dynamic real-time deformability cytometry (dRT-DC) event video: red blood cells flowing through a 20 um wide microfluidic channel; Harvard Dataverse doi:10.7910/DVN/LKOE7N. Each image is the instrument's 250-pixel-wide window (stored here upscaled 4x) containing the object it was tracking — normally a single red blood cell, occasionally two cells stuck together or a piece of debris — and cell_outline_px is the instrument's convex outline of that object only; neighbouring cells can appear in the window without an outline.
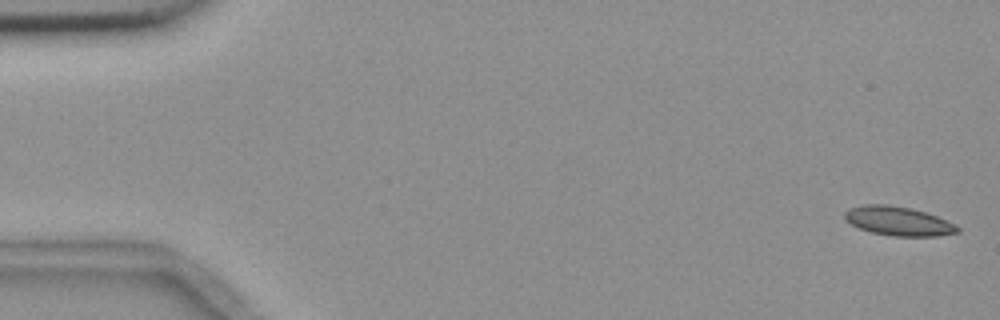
{"species": "common noctule bat (a hibernating species)", "species_latin": "Nyctalus noctula", "temperature_condition": "room temperature", "stored_images_in_passage": 5, "segment_of_instrument_passage": [2, 2], "camera_frame_rate_fps": 3000, "um_per_image_px": 0.085, "animal": {"sex": "female", "body_mass_g": 18.4}, "frame": {"image": 1, "passage_image": 5, "time_ms": 4.667, "image_size_px": [1000, 320], "cell_outline_px": [[960, 232], [936, 236], [896, 236], [872, 232], [860, 228], [844, 220], [844, 212], [848, 208], [864, 204], [888, 204], [912, 208], [936, 216], [956, 224], [960, 228]], "centroid_in_image_um": [76.35, 18.78], "position_along_channel_um": 8.7, "area_um2": 19.13}}